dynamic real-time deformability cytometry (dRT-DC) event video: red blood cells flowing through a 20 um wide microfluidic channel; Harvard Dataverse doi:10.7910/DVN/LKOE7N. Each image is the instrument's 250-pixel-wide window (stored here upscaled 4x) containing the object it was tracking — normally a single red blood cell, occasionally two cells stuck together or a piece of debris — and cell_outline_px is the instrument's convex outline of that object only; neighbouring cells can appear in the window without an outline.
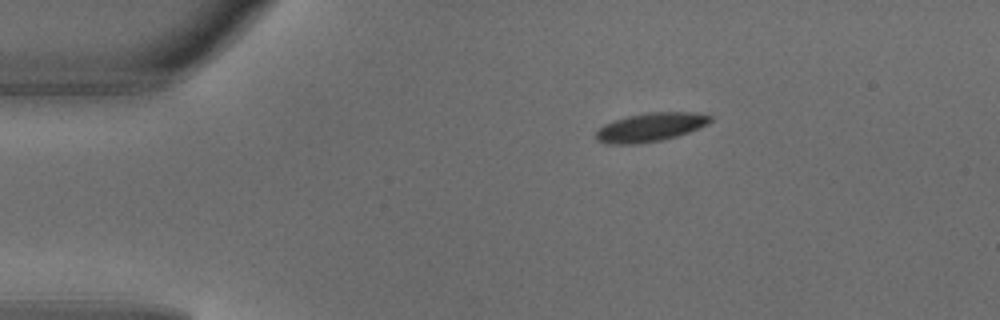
{"species": "common noctule bat (a hibernating species)", "species_latin": "Nyctalus noctula", "temperature_condition": "warm", "stored_images_in_passage": 3, "camera_frame_rate_fps": 3000, "um_per_image_px": 0.085, "animal": {"sex": "male", "body_mass_g": 18.8}, "frame": {"image": 1, "passage_image": 1, "time_ms": 0.0, "image_size_px": [1000, 320], "cell_outline_px": [[712, 120], [708, 124], [688, 132], [664, 140], [636, 144], [608, 144], [596, 140], [596, 132], [604, 124], [612, 120], [628, 116], [648, 112], [696, 112], [712, 116]], "centroid_in_image_um": [55.28, 10.81], "position_along_channel_um": 29.7, "area_um2": 19.19}}
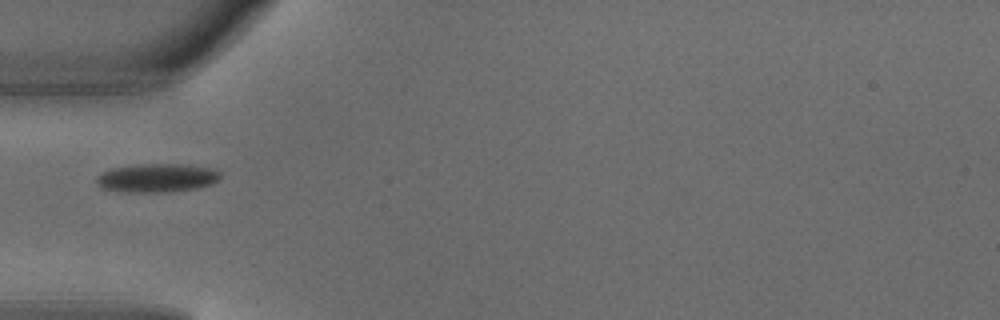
{"frame": {"image": 2, "passage_image": 2, "time_ms": 0.333, "image_size_px": [1000, 320], "cell_outline_px": [[220, 180], [212, 184], [196, 188], [164, 192], [120, 192], [104, 188], [96, 184], [96, 176], [100, 172], [108, 168], [136, 164], [188, 164], [212, 168], [220, 172]], "centroid_in_image_um": [13.31, 15.11], "position_along_channel_um": 71.7, "area_um2": 21.04}}
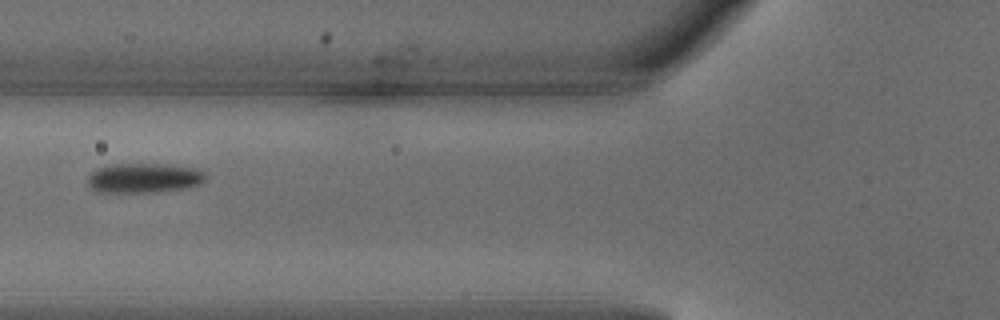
{"frame": {"image": 3, "passage_image": 3, "time_ms": 0.667, "image_size_px": [1000, 320], "cell_outline_px": [[208, 176], [200, 184], [184, 188], [156, 192], [96, 192], [88, 184], [88, 176], [96, 168], [112, 164], [160, 164], [192, 168], [204, 172]], "centroid_in_image_um": [12.21, 15.13], "position_along_channel_um": 113.6, "area_um2": 20.29}}